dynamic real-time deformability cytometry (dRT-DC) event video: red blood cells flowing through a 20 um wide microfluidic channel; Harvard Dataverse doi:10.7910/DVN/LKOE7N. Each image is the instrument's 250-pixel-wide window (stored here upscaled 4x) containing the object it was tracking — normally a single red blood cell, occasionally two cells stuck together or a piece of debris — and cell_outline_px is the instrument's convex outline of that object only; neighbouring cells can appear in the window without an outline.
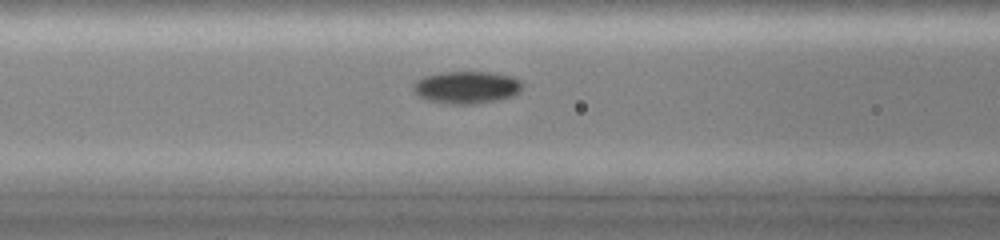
{"species": "common noctule bat (a hibernating species)", "species_latin": "Nyctalus noctula", "temperature_condition": "cold", "stored_images_in_passage": 48, "camera_frame_rate_fps": 3000, "um_per_image_px": 0.085, "animal": {"sex": "female", "body_mass_g": 19.0, "forearm_length_mm": 51.5}, "frame": {"image": 1, "passage_image": 5, "time_ms": 1.667, "image_size_px": [1000, 240], "cell_outline_px": [[524, 84], [520, 92], [512, 96], [500, 100], [476, 104], [444, 104], [428, 100], [420, 96], [412, 88], [412, 84], [416, 80], [424, 76], [440, 72], [488, 72], [512, 76], [520, 80]], "centroid_in_image_um": [39.68, 7.43], "position_along_channel_um": 126.9, "area_um2": 20.87}}
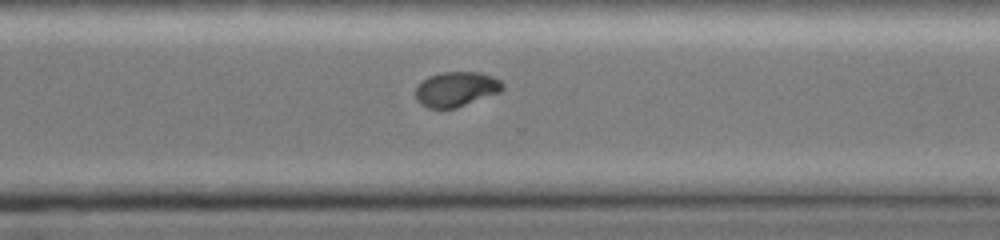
{"frame": {"image": 2, "passage_image": 26, "time_ms": 6.667, "image_size_px": [1000, 240], "cell_outline_px": [[504, 88], [500, 92], [456, 108], [428, 108], [420, 104], [416, 100], [416, 88], [428, 76], [444, 72], [480, 72], [492, 76], [500, 80], [504, 84]], "centroid_in_image_um": [38.79, 7.58], "position_along_channel_um": 331.8, "area_um2": 17.63}}
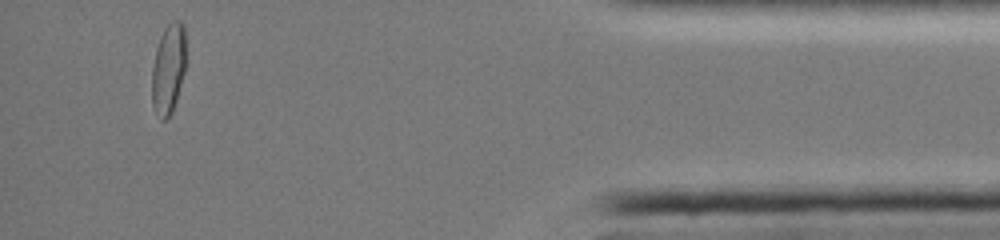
{"frame": {"image": 3, "passage_image": 43, "time_ms": 10.0, "image_size_px": [1000, 240], "cell_outline_px": [[184, 72], [176, 100], [172, 112], [164, 120], [160, 120], [152, 104], [152, 68], [156, 48], [160, 36], [164, 28], [172, 20], [180, 20], [184, 24]], "centroid_in_image_um": [14.29, 5.83], "position_along_channel_um": 420.9, "area_um2": 17.69}}